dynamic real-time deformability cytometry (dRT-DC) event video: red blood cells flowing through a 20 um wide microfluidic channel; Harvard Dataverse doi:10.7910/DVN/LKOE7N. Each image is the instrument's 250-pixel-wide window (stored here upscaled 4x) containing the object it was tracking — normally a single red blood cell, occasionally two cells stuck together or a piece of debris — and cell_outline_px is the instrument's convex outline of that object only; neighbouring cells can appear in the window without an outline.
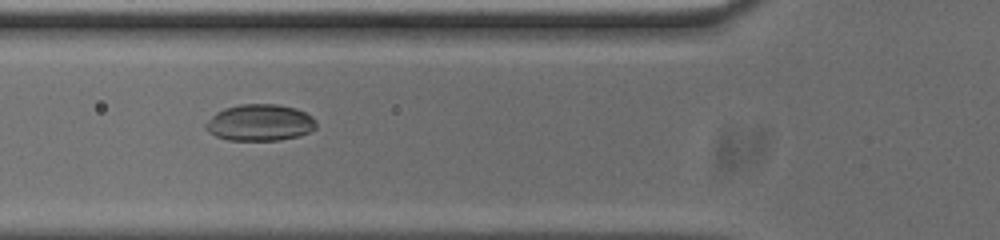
{"species": "common noctule bat (a hibernating species)", "species_latin": "Nyctalus noctula", "temperature_condition": "cold", "stored_images_in_passage": 50, "camera_frame_rate_fps": 3000, "um_per_image_px": 0.085, "animal": {"sex": "male", "body_mass_g": 20.0, "forearm_length_mm": 53.3}, "frame": {"image": 1, "passage_image": 18, "time_ms": 5.667, "image_size_px": [1000, 240], "cell_outline_px": [[316, 128], [300, 136], [280, 140], [228, 140], [216, 136], [208, 132], [204, 128], [204, 124], [216, 112], [224, 108], [240, 104], [276, 104], [296, 108], [312, 116], [316, 120]], "centroid_in_image_um": [22.08, 10.42], "position_along_channel_um": 103.7, "area_um2": 23.7}}
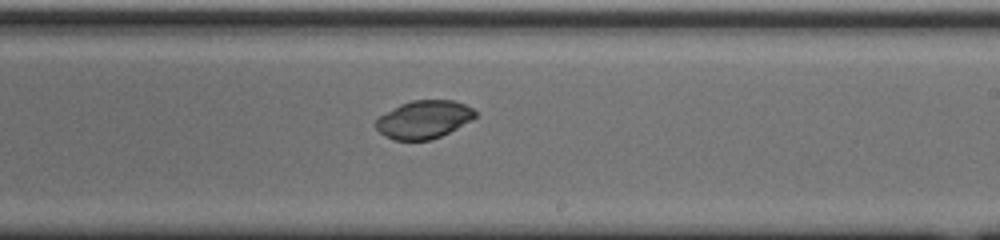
{"frame": {"image": 2, "passage_image": 30, "time_ms": 9.667, "image_size_px": [1000, 240], "cell_outline_px": [[476, 116], [472, 120], [440, 136], [428, 140], [392, 140], [384, 136], [376, 128], [376, 116], [400, 104], [412, 100], [452, 100], [464, 104], [472, 108], [476, 112]], "centroid_in_image_um": [35.98, 10.15], "position_along_channel_um": 253.0, "area_um2": 22.02}}
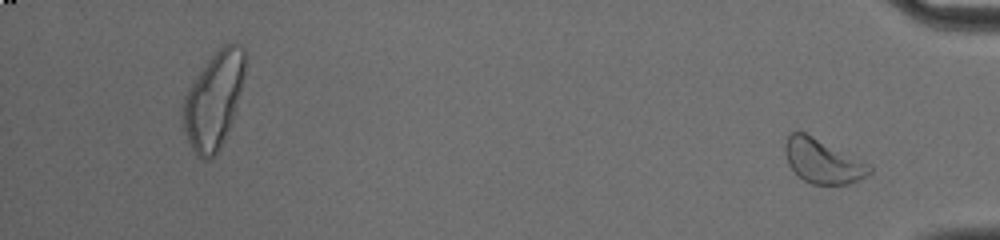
{"frame": {"image": 3, "passage_image": 50, "time_ms": 16.333, "image_size_px": [1000, 240], "cell_outline_px": [[872, 172], [848, 184], [812, 184], [804, 180], [788, 164], [784, 152], [784, 144], [788, 136], [792, 132], [804, 132], [868, 164], [872, 168]], "centroid_in_image_um": [69.88, 13.7], "position_along_channel_um": 365.3, "area_um2": 21.1}, "authors_computed_cell_mechanics": {"area_um2": 23.2067, "velocity_mm_per_s": 3.7401, "shape_relaxation_time_tau1_ms": 2.0386, "shape_relaxation_time_tau2_ms": null, "deformation_change_tau1": 0.0535, "deformation_change_tau2": null}}